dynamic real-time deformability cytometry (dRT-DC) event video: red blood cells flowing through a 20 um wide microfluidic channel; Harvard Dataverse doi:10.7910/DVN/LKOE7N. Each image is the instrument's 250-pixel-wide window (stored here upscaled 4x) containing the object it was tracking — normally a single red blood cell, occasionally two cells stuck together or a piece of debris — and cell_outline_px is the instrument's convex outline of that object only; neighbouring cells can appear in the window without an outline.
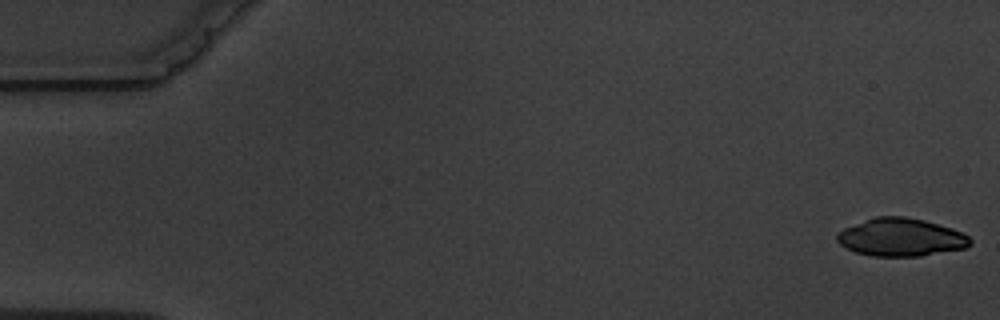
{"species": "common noctule bat (a hibernating species)", "species_latin": "Nyctalus noctula", "temperature_condition": "warm", "stored_images_in_passage": 5, "camera_frame_rate_fps": 3000, "um_per_image_px": 0.085, "animal": {"sex": "male", "body_mass_g": 19.5, "forearm_length_mm": 54.6}, "frame": {"image": 1, "passage_image": 1, "time_ms": 0.0, "image_size_px": [1000, 320], "cell_outline_px": [[972, 244], [964, 248], [920, 256], [872, 256], [856, 252], [840, 244], [836, 240], [836, 232], [844, 228], [876, 216], [904, 216], [924, 220], [952, 228], [964, 232], [972, 240]], "centroid_in_image_um": [76.59, 20.16], "position_along_channel_um": 8.4, "area_um2": 29.42}}